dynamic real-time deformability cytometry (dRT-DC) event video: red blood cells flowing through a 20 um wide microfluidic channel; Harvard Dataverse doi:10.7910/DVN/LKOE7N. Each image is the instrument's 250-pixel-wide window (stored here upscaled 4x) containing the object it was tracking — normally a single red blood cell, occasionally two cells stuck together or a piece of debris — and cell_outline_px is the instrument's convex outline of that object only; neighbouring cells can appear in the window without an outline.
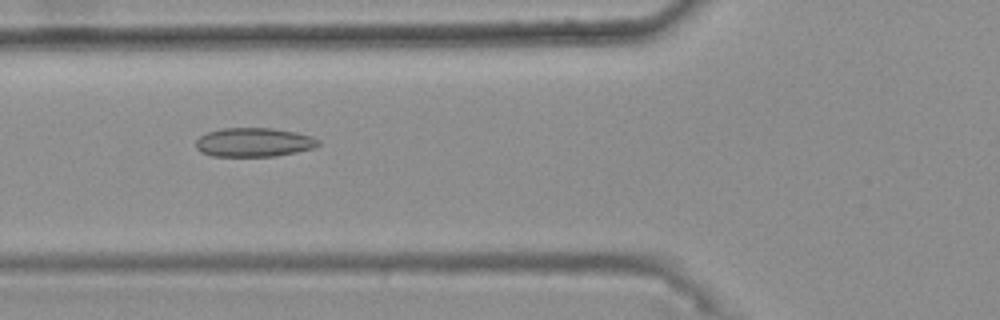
{"species": "common noctule bat (a hibernating species)", "species_latin": "Nyctalus noctula", "temperature_condition": "warm", "stored_images_in_passage": 46, "camera_frame_rate_fps": 3000, "um_per_image_px": 0.085, "animal": {"sex": "female", "body_mass_g": 25.1}, "frame": {"image": 1, "passage_image": 18, "time_ms": 5.667, "image_size_px": [1000, 320], "cell_outline_px": [[320, 144], [312, 148], [296, 152], [276, 156], [212, 156], [200, 152], [196, 148], [196, 140], [200, 136], [208, 132], [220, 128], [272, 128], [296, 132], [312, 136], [320, 140]], "centroid_in_image_um": [21.57, 12.09], "position_along_channel_um": 104.2, "area_um2": 20.75}}
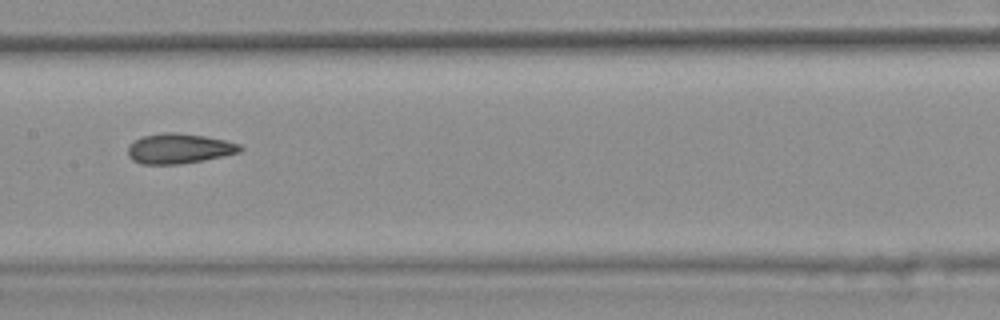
{"frame": {"image": 2, "passage_image": 25, "time_ms": 8.0, "image_size_px": [1000, 320], "cell_outline_px": [[244, 148], [240, 152], [180, 164], [140, 164], [132, 160], [128, 156], [128, 148], [136, 140], [144, 136], [164, 132], [176, 132], [204, 136], [224, 140], [240, 144]], "centroid_in_image_um": [15.21, 12.62], "position_along_channel_um": 192.2, "area_um2": 19.36}}
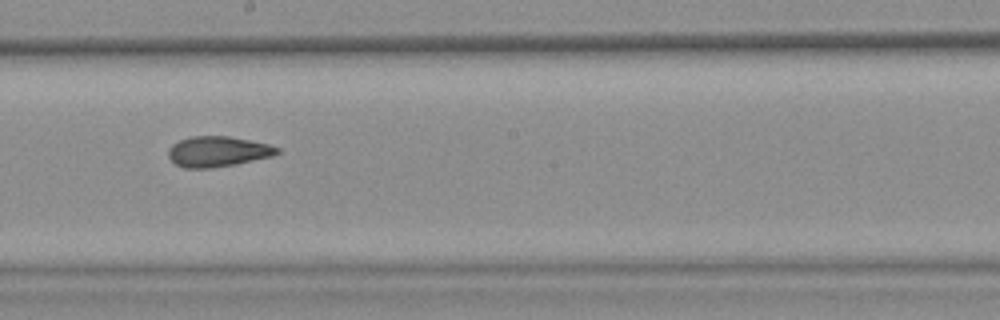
{"frame": {"image": 3, "passage_image": 28, "time_ms": 9.0, "image_size_px": [1000, 320], "cell_outline_px": [[280, 152], [272, 156], [236, 164], [208, 168], [184, 168], [176, 164], [168, 156], [168, 148], [172, 144], [180, 140], [192, 136], [228, 136], [268, 144], [280, 148]], "centroid_in_image_um": [18.5, 12.88], "position_along_channel_um": 229.7, "area_um2": 19.19}, "authors_computed_cell_mechanics": {"area_um2": 19.4786, "velocity_mm_per_s": 3.7629, "shape_relaxation_time_tau1_ms": null, "shape_relaxation_time_tau2_ms": 3.0996, "deformation_change_tau1": null, "deformation_change_tau2": 0.0935}}